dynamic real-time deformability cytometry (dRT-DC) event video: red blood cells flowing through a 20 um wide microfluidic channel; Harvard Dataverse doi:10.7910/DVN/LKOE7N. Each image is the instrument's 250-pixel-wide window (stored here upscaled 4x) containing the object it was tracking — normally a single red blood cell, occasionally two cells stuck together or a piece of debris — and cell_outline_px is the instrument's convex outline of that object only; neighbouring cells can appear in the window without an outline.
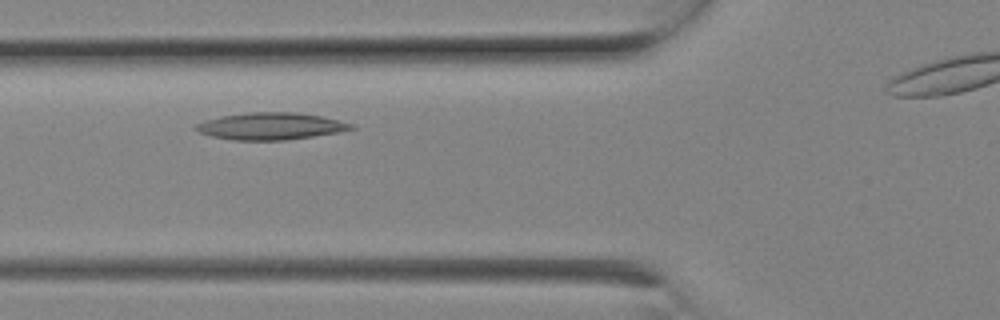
{"species": "Egyptian fruit bat (a non-hibernating species)", "species_latin": "Rousettus aegyptiacus", "temperature_condition": "room temperature", "stored_images_in_passage": 4, "camera_frame_rate_fps": 3000, "um_per_image_px": 0.085, "animal": {"sex": "female"}, "frame": {"image": 1, "passage_image": 3, "time_ms": 0.667, "image_size_px": [1000, 320], "cell_outline_px": [[356, 128], [336, 132], [312, 136], [284, 140], [236, 140], [212, 136], [200, 132], [196, 128], [196, 124], [208, 120], [224, 116], [252, 112], [288, 112], [320, 116], [352, 124]], "centroid_in_image_um": [23.01, 10.73], "position_along_channel_um": 102.8, "area_um2": 23.64}}
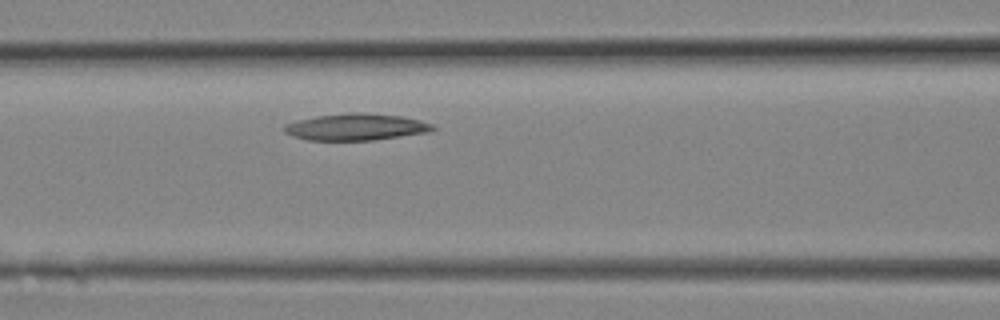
{"frame": {"image": 2, "passage_image": 4, "time_ms": 1.0, "image_size_px": [1000, 320], "cell_outline_px": [[436, 128], [424, 132], [372, 140], [308, 140], [284, 132], [284, 124], [316, 116], [400, 116], [420, 120], [432, 124]], "centroid_in_image_um": [30.22, 10.85], "position_along_channel_um": 136.4, "area_um2": 21.27}}